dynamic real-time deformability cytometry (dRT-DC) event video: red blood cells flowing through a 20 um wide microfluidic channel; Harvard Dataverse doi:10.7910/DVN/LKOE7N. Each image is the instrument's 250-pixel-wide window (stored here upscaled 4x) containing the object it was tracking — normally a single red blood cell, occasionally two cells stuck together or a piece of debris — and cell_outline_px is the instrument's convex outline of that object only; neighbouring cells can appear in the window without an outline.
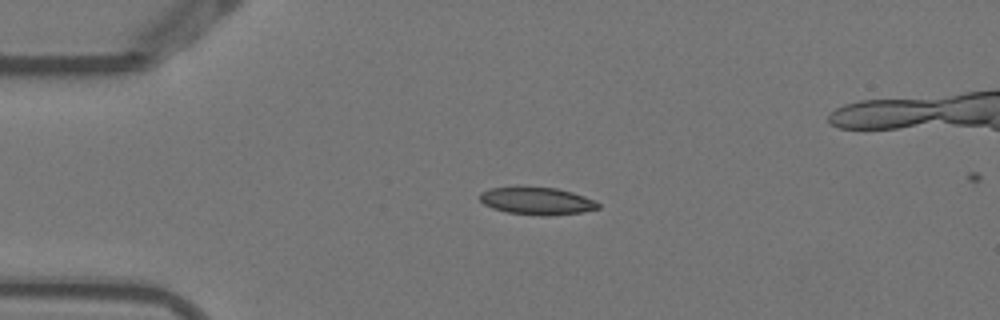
{"species": "Egyptian fruit bat (a non-hibernating species)", "species_latin": "Rousettus aegyptiacus", "temperature_condition": "warm", "stored_images_in_passage": 3, "camera_frame_rate_fps": 3000, "um_per_image_px": 0.085, "animal": {"sex": "female"}, "frame": {"image": 1, "passage_image": 3, "time_ms": 0.667, "image_size_px": [1000, 320], "cell_outline_px": [[600, 208], [580, 212], [548, 216], [540, 216], [508, 212], [492, 208], [484, 204], [480, 200], [480, 192], [488, 188], [516, 184], [556, 188], [572, 192], [596, 200], [600, 204]], "centroid_in_image_um": [45.59, 17.04], "position_along_channel_um": 39.4, "area_um2": 19.65}}